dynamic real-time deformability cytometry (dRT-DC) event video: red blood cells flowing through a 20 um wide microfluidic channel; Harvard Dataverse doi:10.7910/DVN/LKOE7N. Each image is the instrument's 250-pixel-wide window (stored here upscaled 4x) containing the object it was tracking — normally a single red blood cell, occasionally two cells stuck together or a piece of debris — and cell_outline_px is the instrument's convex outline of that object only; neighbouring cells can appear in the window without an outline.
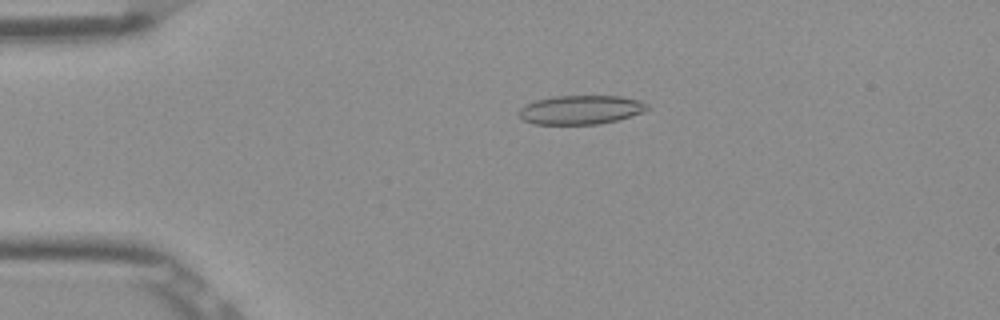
{"species": "Egyptian fruit bat (a non-hibernating species)", "species_latin": "Rousettus aegyptiacus", "temperature_condition": "room temperature", "stored_images_in_passage": 52, "camera_frame_rate_fps": 3000, "um_per_image_px": 0.085, "frame": {"image": 1, "passage_image": 11, "time_ms": 3.333, "image_size_px": [1000, 320], "cell_outline_px": [[648, 108], [640, 112], [616, 120], [600, 124], [532, 124], [524, 120], [516, 112], [520, 108], [536, 100], [556, 96], [620, 96], [640, 100], [648, 104]], "centroid_in_image_um": [49.33, 9.33], "position_along_channel_um": 35.7, "area_um2": 21.44}}
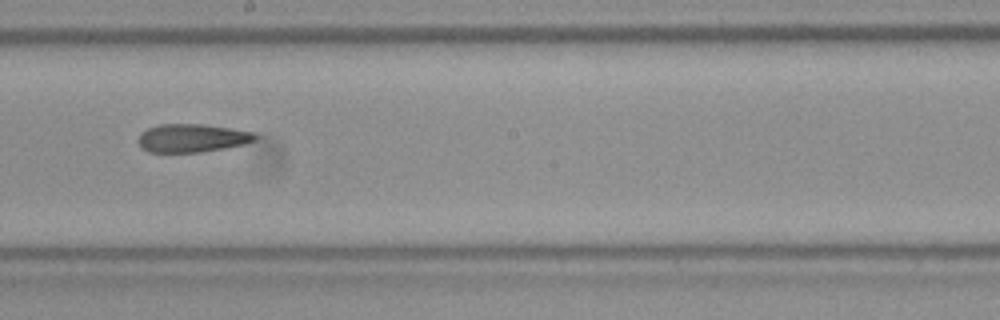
{"frame": {"image": 2, "passage_image": 29, "time_ms": 9.333, "image_size_px": [1000, 320], "cell_outline_px": [[256, 140], [244, 144], [224, 148], [200, 152], [148, 152], [140, 148], [136, 140], [140, 132], [148, 128], [160, 124], [204, 124], [232, 128], [256, 132]], "centroid_in_image_um": [16.29, 11.73], "position_along_channel_um": 231.9, "area_um2": 19.54}}
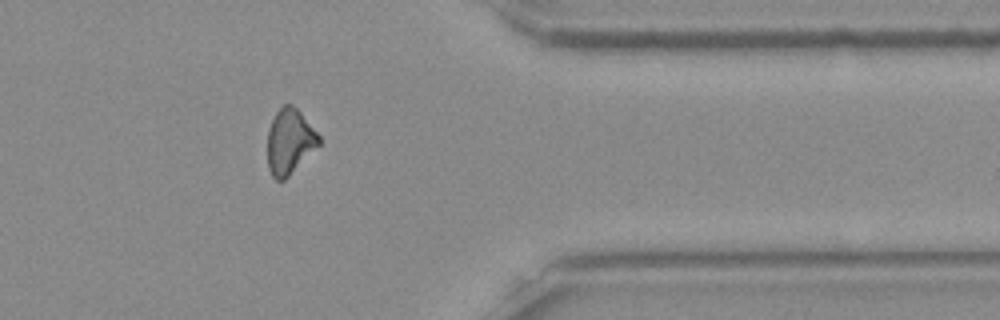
{"frame": {"image": 3, "passage_image": 42, "time_ms": 13.667, "image_size_px": [1000, 320], "cell_outline_px": [[320, 144], [284, 180], [276, 180], [272, 176], [268, 168], [268, 128], [276, 112], [284, 104], [292, 104], [300, 112], [320, 136]], "centroid_in_image_um": [24.61, 12.02], "position_along_channel_um": 386.8, "area_um2": 19.31}, "authors_computed_cell_mechanics": {"area_um2": 20.2011, "velocity_mm_per_s": 3.9231, "shape_relaxation_time_tau1_ms": null, "shape_relaxation_time_tau2_ms": 9.7272, "deformation_change_tau1": null, "deformation_change_tau2": 0.2229}}